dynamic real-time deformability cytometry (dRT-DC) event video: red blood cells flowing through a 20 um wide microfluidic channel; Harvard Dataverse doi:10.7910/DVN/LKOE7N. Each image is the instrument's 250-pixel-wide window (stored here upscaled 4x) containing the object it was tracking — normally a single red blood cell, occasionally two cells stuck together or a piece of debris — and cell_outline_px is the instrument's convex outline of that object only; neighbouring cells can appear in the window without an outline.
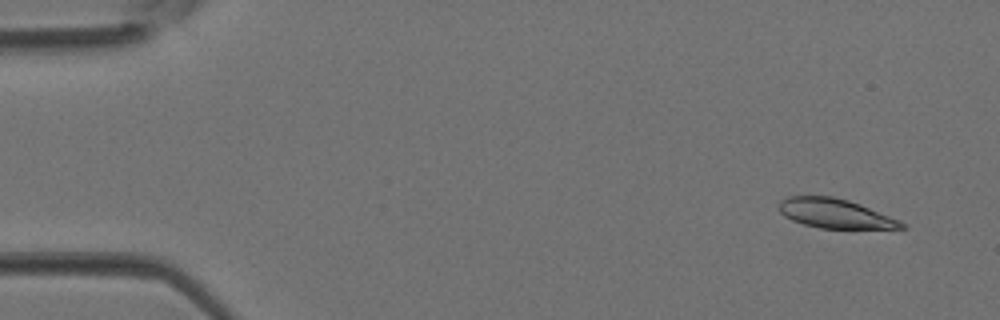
{"species": "Egyptian fruit bat (a non-hibernating species)", "species_latin": "Rousettus aegyptiacus", "temperature_condition": "room temperature", "stored_images_in_passage": 4, "camera_frame_rate_fps": 3000, "um_per_image_px": 0.085, "animal": {"sex": "female"}, "frame": {"image": 1, "passage_image": 1, "time_ms": 0.0, "image_size_px": [1000, 320], "cell_outline_px": [[908, 228], [820, 228], [804, 224], [792, 220], [784, 216], [780, 212], [776, 204], [780, 200], [788, 196], [832, 196], [848, 200], [860, 204], [900, 220]], "centroid_in_image_um": [70.93, 18.13], "position_along_channel_um": 14.1, "area_um2": 20.92}}